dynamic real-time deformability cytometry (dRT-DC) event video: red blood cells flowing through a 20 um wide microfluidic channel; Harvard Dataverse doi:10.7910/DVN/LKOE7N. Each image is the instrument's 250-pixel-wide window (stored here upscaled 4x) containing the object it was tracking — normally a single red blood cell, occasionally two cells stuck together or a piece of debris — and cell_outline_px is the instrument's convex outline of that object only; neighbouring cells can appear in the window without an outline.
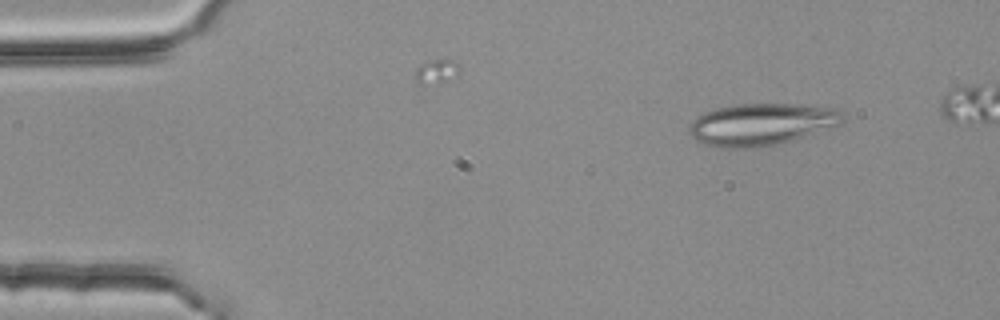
{"species": "common noctule bat (a hibernating species)", "species_latin": "Nyctalus noctula", "temperature_condition": "room temperature", "stored_images_in_passage": 5, "camera_frame_rate_fps": 3000, "um_per_image_px": 0.085, "animal": {"sex": "female", "body_mass_g": 25.1}, "frame": {"image": 1, "passage_image": 2, "time_ms": 0.333, "image_size_px": [1000, 320], "cell_outline_px": [[844, 120], [840, 124], [780, 144], [756, 148], [716, 148], [704, 144], [696, 140], [688, 132], [688, 124], [692, 120], [704, 112], [716, 108], [740, 104], [792, 104], [832, 108], [840, 112], [844, 116]], "centroid_in_image_um": [64.64, 10.58], "position_along_channel_um": 20.4, "area_um2": 37.57}}